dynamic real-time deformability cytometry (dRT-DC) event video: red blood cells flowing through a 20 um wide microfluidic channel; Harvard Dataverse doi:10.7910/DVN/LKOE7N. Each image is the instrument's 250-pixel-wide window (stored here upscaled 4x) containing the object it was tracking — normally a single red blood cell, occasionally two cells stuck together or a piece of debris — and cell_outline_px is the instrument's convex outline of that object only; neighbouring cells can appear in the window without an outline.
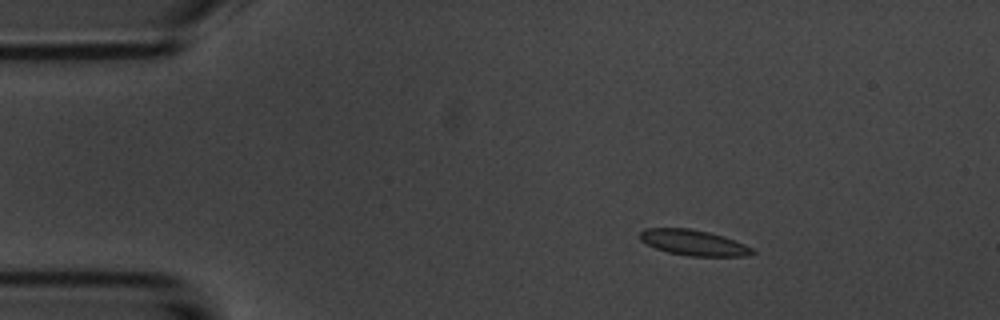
{"species": "common noctule bat (a hibernating species)", "species_latin": "Nyctalus noctula", "temperature_condition": "room temperature", "stored_images_in_passage": 5, "camera_frame_rate_fps": 3000, "um_per_image_px": 0.085, "animal": {"sex": "male", "body_mass_g": 20.1, "forearm_length_mm": 53.5}, "frame": {"image": 1, "passage_image": 3, "time_ms": 2.333, "image_size_px": [1000, 320], "cell_outline_px": [[756, 252], [748, 256], [688, 256], [668, 252], [656, 248], [640, 240], [640, 232], [644, 228], [688, 228], [708, 232], [724, 236], [736, 240], [752, 248]], "centroid_in_image_um": [58.97, 20.62], "position_along_channel_um": 26.0, "area_um2": 16.76}}
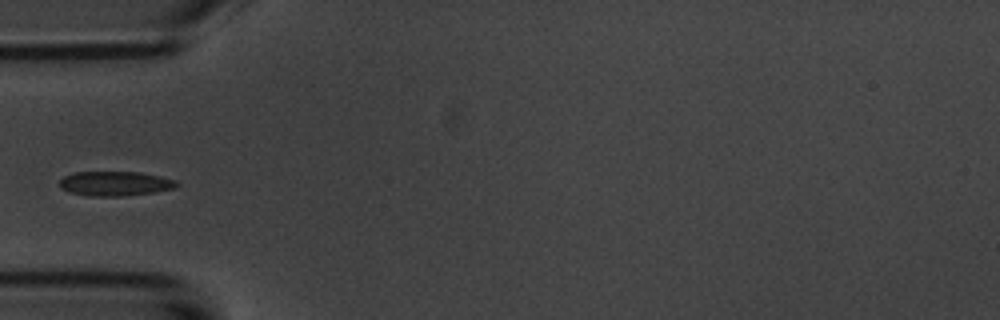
{"frame": {"image": 2, "passage_image": 5, "time_ms": 5.333, "image_size_px": [1000, 320], "cell_outline_px": [[180, 184], [176, 188], [152, 192], [124, 196], [88, 196], [68, 192], [60, 188], [60, 180], [64, 176], [76, 172], [140, 172], [160, 176], [176, 180]], "centroid_in_image_um": [9.79, 15.6], "position_along_channel_um": 75.2, "area_um2": 16.82}}